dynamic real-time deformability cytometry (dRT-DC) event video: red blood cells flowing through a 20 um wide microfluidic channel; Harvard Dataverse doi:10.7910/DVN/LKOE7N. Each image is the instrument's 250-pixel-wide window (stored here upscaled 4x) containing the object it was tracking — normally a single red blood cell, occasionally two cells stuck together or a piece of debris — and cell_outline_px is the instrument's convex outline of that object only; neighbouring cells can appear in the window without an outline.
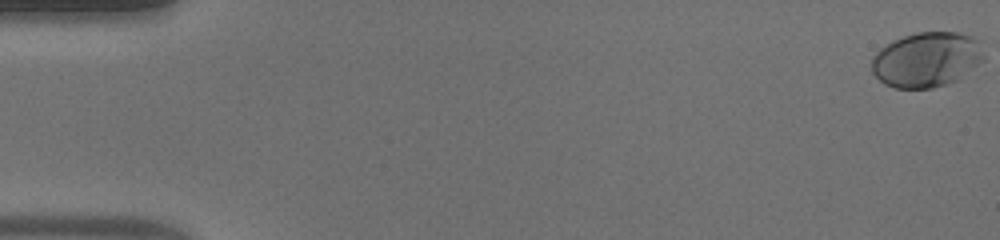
{"species": "human", "species_latin": "Homo sapiens", "temperature_condition": "warm", "stored_images_in_passage": 11, "camera_frame_rate_fps": 3000, "um_per_image_px": 0.085, "donor": {"sex": "male"}, "frame": {"image": 1, "passage_image": 1, "time_ms": 0.0, "image_size_px": [1000, 240], "cell_outline_px": [[984, 60], [960, 80], [932, 88], [892, 88], [884, 84], [872, 72], [872, 56], [880, 48], [892, 40], [916, 32], [960, 32], [984, 40]], "centroid_in_image_um": [78.83, 5.05], "position_along_channel_um": 6.2, "area_um2": 36.82}}